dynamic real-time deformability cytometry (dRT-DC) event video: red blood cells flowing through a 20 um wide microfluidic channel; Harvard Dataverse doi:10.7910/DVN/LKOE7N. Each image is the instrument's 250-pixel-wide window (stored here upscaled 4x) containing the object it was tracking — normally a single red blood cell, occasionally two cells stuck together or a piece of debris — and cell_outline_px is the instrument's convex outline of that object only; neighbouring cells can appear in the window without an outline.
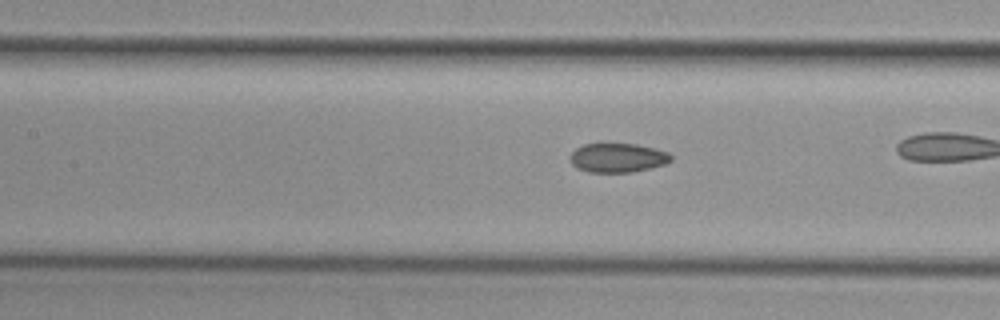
{"species": "common noctule bat (a hibernating species)", "species_latin": "Nyctalus noctula", "temperature_condition": "cold", "stored_images_in_passage": 16, "camera_frame_rate_fps": 3000, "um_per_image_px": 0.085, "animal": {"sex": "female", "body_mass_g": 29.2, "forearm_length_mm": 56.3}, "frame": {"image": 1, "passage_image": 14, "time_ms": 4.333, "image_size_px": [1000, 320], "cell_outline_px": [[672, 160], [664, 164], [632, 172], [588, 172], [576, 168], [572, 164], [572, 152], [576, 148], [584, 144], [636, 144], [656, 148], [668, 152], [672, 156]], "centroid_in_image_um": [52.52, 13.41], "position_along_channel_um": 154.9, "area_um2": 16.99}}